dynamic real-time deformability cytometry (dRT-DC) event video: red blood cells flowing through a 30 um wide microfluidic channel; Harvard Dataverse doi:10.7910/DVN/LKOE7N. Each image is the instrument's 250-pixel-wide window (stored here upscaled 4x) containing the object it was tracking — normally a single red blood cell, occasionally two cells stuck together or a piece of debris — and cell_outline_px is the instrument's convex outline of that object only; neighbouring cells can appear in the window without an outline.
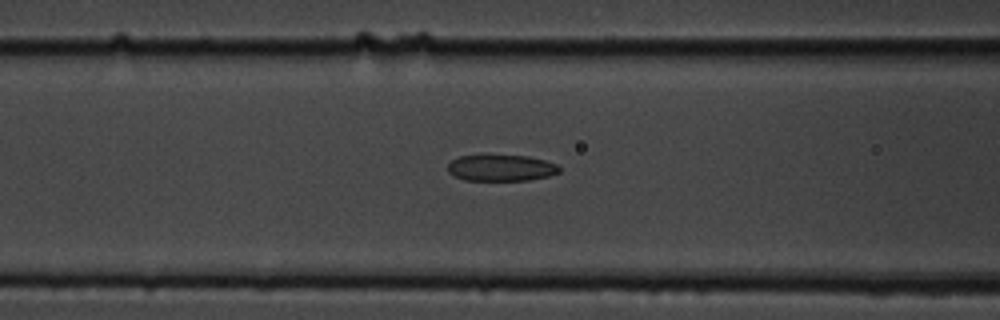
{"species": "common noctule bat (a hibernating species)", "species_latin": "Nyctalus noctula", "temperature_condition": "cold", "stored_images_in_passage": 9, "camera_frame_rate_fps": 3000, "um_per_image_px": 0.085, "animal": {"sex": "male", "body_mass_g": 19.5, "forearm_length_mm": 54.6}, "frame": {"image": 1, "passage_image": 7, "time_ms": 2.0, "image_size_px": [1000, 320], "cell_outline_px": [[560, 172], [548, 176], [528, 180], [464, 180], [448, 172], [448, 164], [452, 160], [460, 156], [484, 152], [528, 156], [544, 160], [556, 164], [560, 168]], "centroid_in_image_um": [42.56, 14.22], "position_along_channel_um": 124.0, "area_um2": 17.8}}